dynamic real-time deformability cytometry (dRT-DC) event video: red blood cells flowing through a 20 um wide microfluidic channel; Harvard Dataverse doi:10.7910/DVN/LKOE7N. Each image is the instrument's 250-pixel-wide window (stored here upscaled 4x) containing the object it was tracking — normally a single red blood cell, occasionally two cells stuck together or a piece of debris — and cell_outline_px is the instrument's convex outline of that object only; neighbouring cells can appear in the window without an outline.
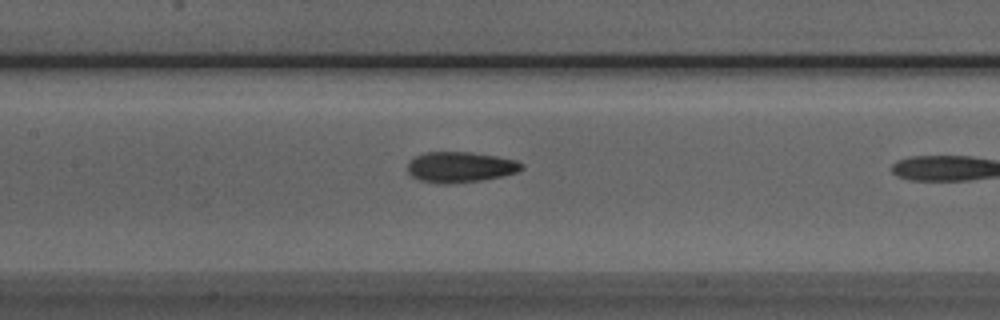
{"species": "Egyptian fruit bat (a non-hibernating species)", "species_latin": "Rousettus aegyptiacus", "temperature_condition": "room temperature", "stored_images_in_passage": 16, "camera_frame_rate_fps": 3000, "um_per_image_px": 0.085, "animal": {"sex": "male"}, "frame": {"image": 1, "passage_image": 14, "time_ms": 4.333, "image_size_px": [1000, 320], "cell_outline_px": [[524, 168], [516, 172], [504, 176], [480, 180], [448, 184], [436, 184], [420, 180], [412, 176], [408, 172], [408, 164], [416, 156], [424, 152], [472, 152], [496, 156], [516, 160], [524, 164]], "centroid_in_image_um": [39.14, 14.2], "position_along_channel_um": 168.3, "area_um2": 20.4}}